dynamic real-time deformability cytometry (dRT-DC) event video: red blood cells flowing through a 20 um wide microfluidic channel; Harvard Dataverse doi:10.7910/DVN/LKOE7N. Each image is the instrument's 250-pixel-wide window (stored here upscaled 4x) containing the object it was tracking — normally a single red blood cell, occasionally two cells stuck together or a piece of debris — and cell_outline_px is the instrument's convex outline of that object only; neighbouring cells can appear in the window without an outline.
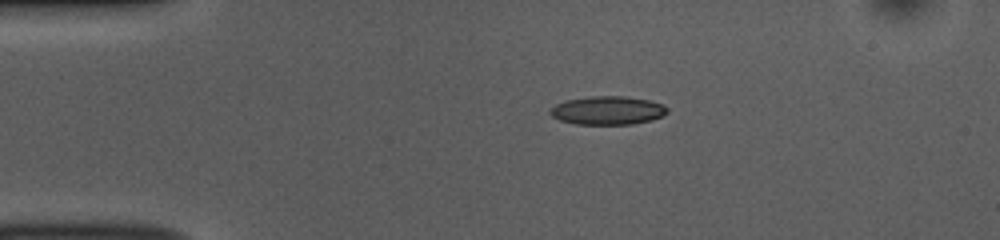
{"species": "common noctule bat (a hibernating species)", "species_latin": "Nyctalus noctula", "temperature_condition": "room temperature", "stored_images_in_passage": 42, "camera_frame_rate_fps": 3000, "um_per_image_px": 0.085, "animal": {"sex": "female", "body_mass_g": 10.0, "forearm_length_mm": 53.1}, "frame": {"image": 1, "passage_image": 1, "time_ms": 0.0, "image_size_px": [1000, 240], "cell_outline_px": [[668, 112], [664, 116], [652, 120], [632, 124], [576, 124], [560, 120], [552, 116], [548, 112], [556, 104], [564, 100], [592, 96], [624, 96], [648, 100], [664, 104], [668, 108]], "centroid_in_image_um": [51.68, 9.38], "position_along_channel_um": 33.3, "area_um2": 19.54}}
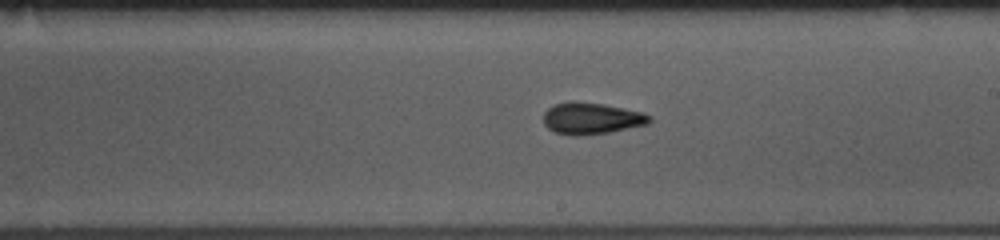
{"frame": {"image": 2, "passage_image": 20, "time_ms": 6.333, "image_size_px": [1000, 240], "cell_outline_px": [[652, 120], [648, 124], [608, 132], [580, 136], [572, 136], [556, 132], [548, 128], [544, 124], [544, 112], [548, 108], [556, 104], [572, 100], [600, 104], [624, 108], [640, 112], [652, 116]], "centroid_in_image_um": [50.26, 10.06], "position_along_channel_um": 238.7, "area_um2": 19.42}}
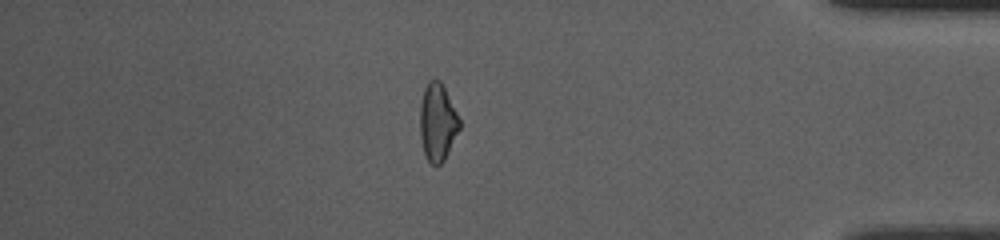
{"frame": {"image": 3, "passage_image": 35, "time_ms": 11.333, "image_size_px": [1000, 240], "cell_outline_px": [[460, 128], [444, 160], [436, 168], [428, 160], [424, 152], [420, 136], [420, 104], [424, 88], [428, 80], [440, 80], [460, 120]], "centroid_in_image_um": [37.17, 10.4], "position_along_channel_um": 398.0, "area_um2": 17.69}, "authors_computed_cell_mechanics": {"area_um2": 18.6405, "velocity_mm_per_s": 3.8684, "shape_relaxation_time_tau1_ms": 4.6375, "shape_relaxation_time_tau2_ms": 2.1929, "deformation_change_tau1": 0.1362, "deformation_change_tau2": 0.0929}}